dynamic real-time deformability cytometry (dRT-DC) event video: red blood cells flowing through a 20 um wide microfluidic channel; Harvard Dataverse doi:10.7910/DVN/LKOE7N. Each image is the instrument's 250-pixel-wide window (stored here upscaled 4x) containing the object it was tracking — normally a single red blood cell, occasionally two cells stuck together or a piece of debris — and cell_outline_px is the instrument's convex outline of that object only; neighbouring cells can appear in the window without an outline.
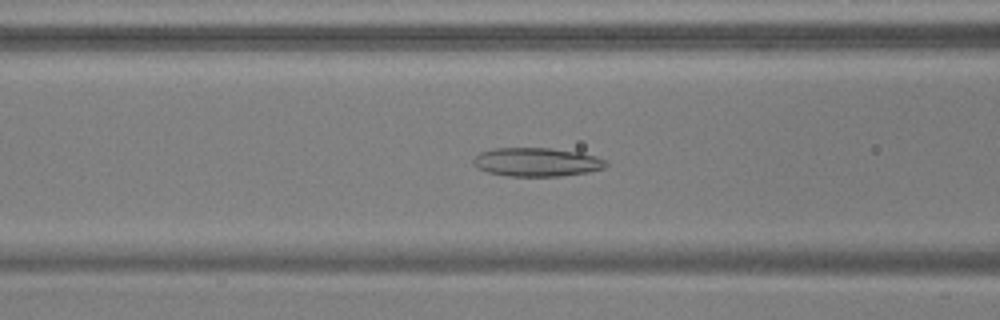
{"species": "common noctule bat (a hibernating species)", "species_latin": "Nyctalus noctula", "temperature_condition": "warm", "stored_images_in_passage": 54, "camera_frame_rate_fps": 3000, "um_per_image_px": 0.085, "animal": {"sex": "male", "body_mass_g": 17.9, "forearm_length_mm": 54.2}, "frame": {"image": 1, "passage_image": 22, "time_ms": 7.0, "image_size_px": [1000, 320], "cell_outline_px": [[608, 164], [604, 168], [588, 172], [560, 176], [508, 176], [488, 172], [476, 168], [472, 164], [472, 160], [480, 152], [492, 148], [548, 148], [580, 152], [596, 156], [604, 160]], "centroid_in_image_um": [45.59, 13.77], "position_along_channel_um": 121.0, "area_um2": 22.25}}
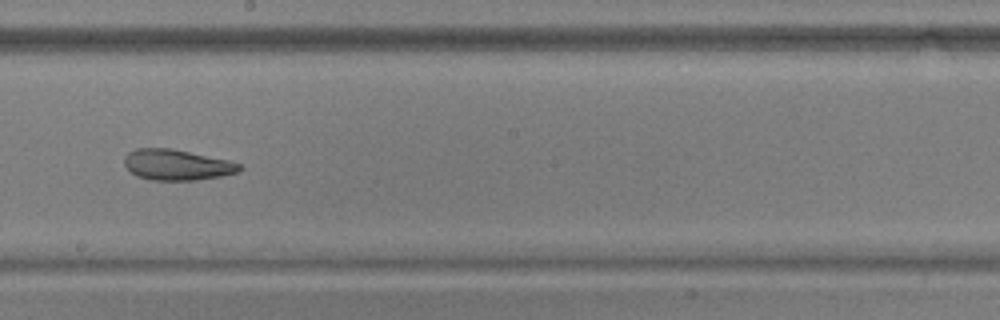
{"frame": {"image": 2, "passage_image": 31, "time_ms": 10.0, "image_size_px": [1000, 320], "cell_outline_px": [[244, 168], [240, 172], [220, 176], [196, 180], [152, 180], [136, 176], [124, 164], [124, 156], [128, 152], [136, 148], [172, 148], [228, 160], [240, 164]], "centroid_in_image_um": [15.04, 14.0], "position_along_channel_um": 233.2, "area_um2": 20.69}}
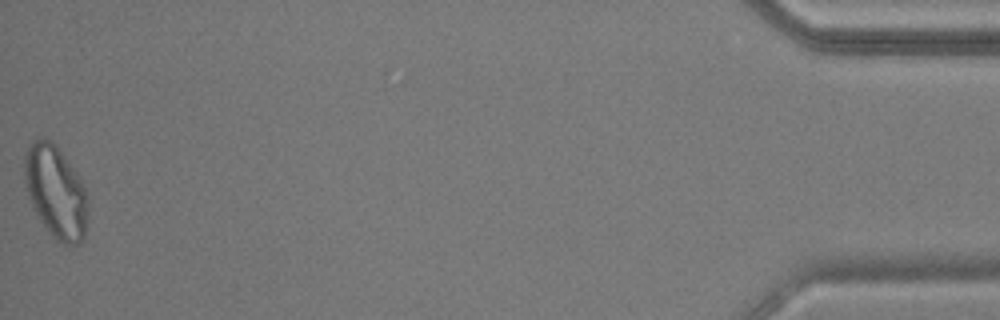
{"frame": {"image": 3, "passage_image": 54, "time_ms": 17.667, "image_size_px": [1000, 320], "cell_outline_px": [[88, 216], [84, 240], [80, 244], [64, 244], [56, 240], [48, 232], [36, 216], [32, 208], [28, 196], [24, 180], [24, 156], [28, 144], [40, 136], [44, 136], [52, 140], [56, 144], [76, 172], [88, 196]], "centroid_in_image_um": [4.72, 16.3], "position_along_channel_um": 430.5, "area_um2": 34.97}, "authors_computed_cell_mechanics": {"area_um2": 25.432, "velocity_mm_per_s": 3.7348, "shape_relaxation_time_tau1_ms": null, "shape_relaxation_time_tau2_ms": 2.8011, "deformation_change_tau1": null, "deformation_change_tau2": 0.0972}}